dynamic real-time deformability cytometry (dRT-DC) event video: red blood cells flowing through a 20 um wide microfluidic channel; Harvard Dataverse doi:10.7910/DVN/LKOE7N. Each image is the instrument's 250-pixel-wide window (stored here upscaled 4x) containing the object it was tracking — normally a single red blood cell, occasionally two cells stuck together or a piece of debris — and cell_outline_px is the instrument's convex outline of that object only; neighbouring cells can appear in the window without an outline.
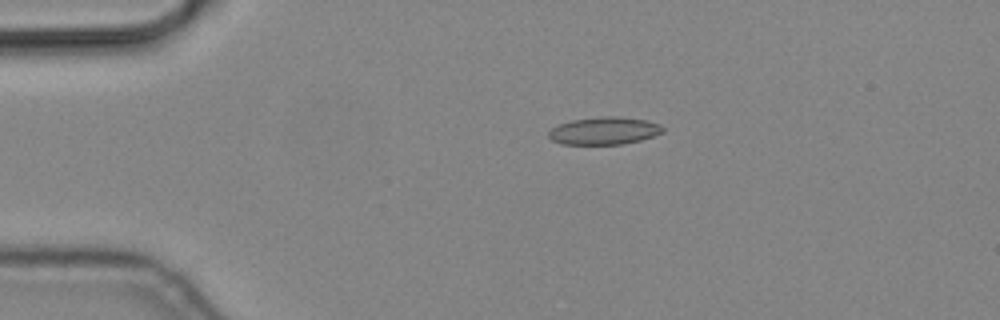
{"species": "common noctule bat (a hibernating species)", "species_latin": "Nyctalus noctula", "temperature_condition": "cold", "stored_images_in_passage": 3, "camera_frame_rate_fps": 3000, "um_per_image_px": 0.085, "animal": {"sex": "male", "body_mass_g": 19.2, "forearm_length_mm": 51.8}, "frame": {"image": 1, "passage_image": 1, "time_ms": 0.0, "image_size_px": [1000, 320], "cell_outline_px": [[664, 132], [640, 140], [624, 144], [560, 144], [552, 140], [548, 136], [548, 132], [556, 124], [572, 120], [604, 116], [616, 116], [648, 120], [660, 124], [664, 128]], "centroid_in_image_um": [51.35, 11.11], "position_along_channel_um": 33.7, "area_um2": 18.44}}
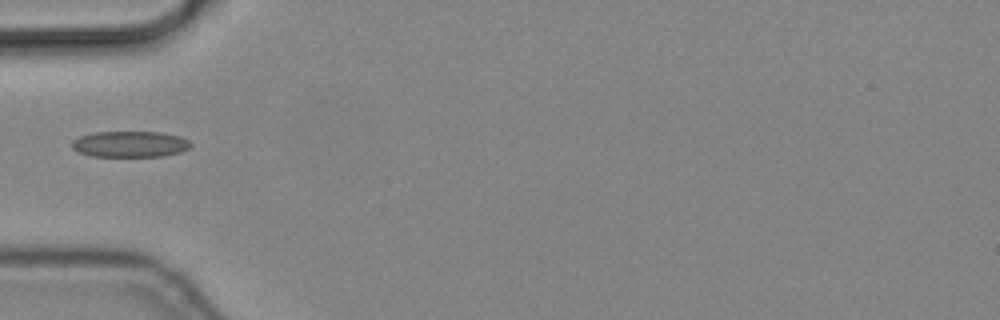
{"frame": {"image": 2, "passage_image": 3, "time_ms": 0.667, "image_size_px": [1000, 320], "cell_outline_px": [[192, 144], [188, 148], [180, 152], [164, 156], [92, 156], [80, 152], [72, 148], [72, 140], [80, 136], [96, 132], [160, 132], [180, 136], [188, 140]], "centroid_in_image_um": [11.06, 12.25], "position_along_channel_um": 73.9, "area_um2": 17.92}}